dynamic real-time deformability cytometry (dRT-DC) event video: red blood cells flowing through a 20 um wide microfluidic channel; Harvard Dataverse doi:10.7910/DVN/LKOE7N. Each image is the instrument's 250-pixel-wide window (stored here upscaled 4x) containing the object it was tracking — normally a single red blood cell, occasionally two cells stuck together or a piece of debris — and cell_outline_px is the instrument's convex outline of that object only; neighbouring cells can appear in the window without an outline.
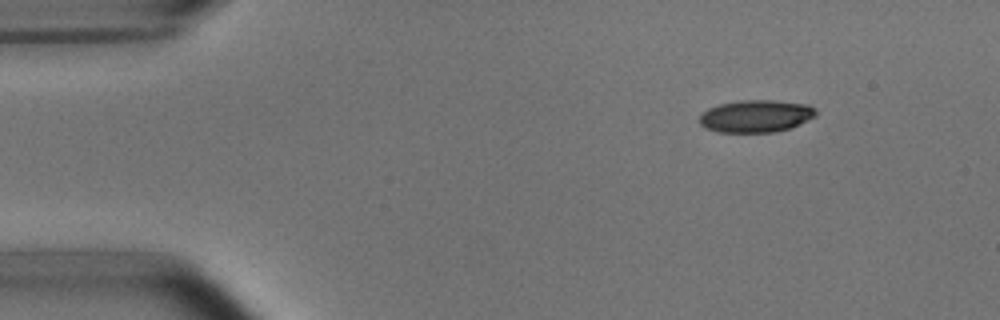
{"species": "common noctule bat (a hibernating species)", "species_latin": "Nyctalus noctula", "temperature_condition": "room temperature", "stored_images_in_passage": 47, "camera_frame_rate_fps": 3000, "um_per_image_px": 0.085, "animal": {"sex": "male", "body_mass_g": 15.6}, "frame": {"image": 1, "passage_image": 1, "time_ms": 0.0, "image_size_px": [1000, 320], "cell_outline_px": [[816, 116], [808, 120], [788, 128], [772, 132], [716, 132], [700, 124], [700, 116], [708, 108], [720, 104], [740, 100], [776, 100], [808, 104], [816, 108]], "centroid_in_image_um": [64.27, 9.85], "position_along_channel_um": 20.7, "area_um2": 21.85}}
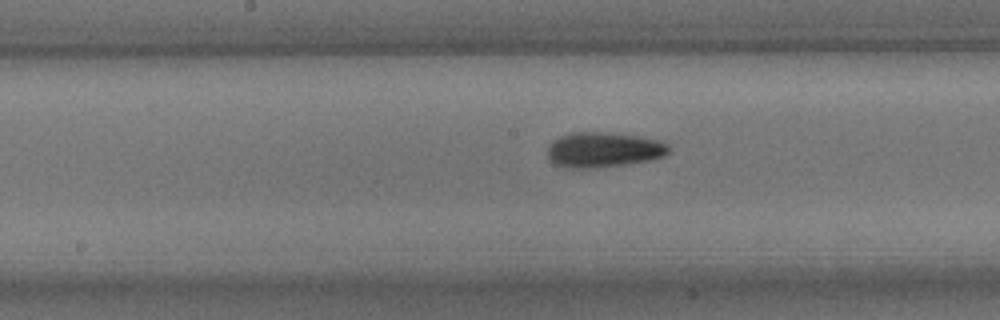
{"frame": {"image": 2, "passage_image": 21, "time_ms": 6.667, "image_size_px": [1000, 320], "cell_outline_px": [[672, 148], [664, 156], [648, 160], [624, 164], [592, 168], [564, 168], [556, 164], [548, 156], [548, 144], [552, 140], [560, 136], [572, 132], [604, 132], [636, 136], [660, 140], [668, 144]], "centroid_in_image_um": [51.29, 12.72], "position_along_channel_um": 196.9, "area_um2": 24.8}}
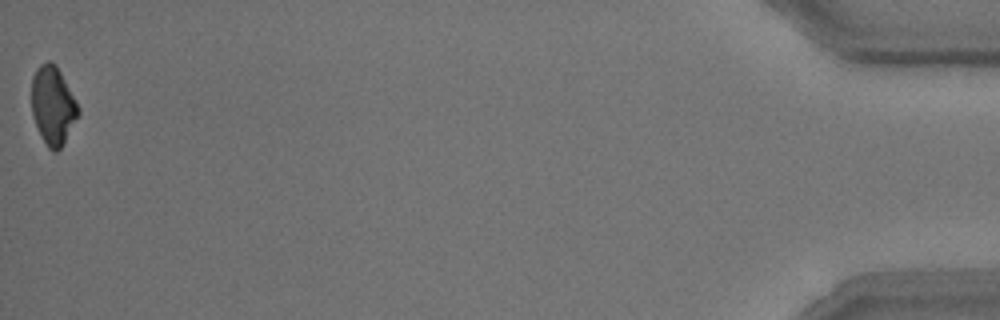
{"frame": {"image": 3, "passage_image": 47, "time_ms": 15.333, "image_size_px": [1000, 320], "cell_outline_px": [[80, 112], [64, 144], [56, 152], [52, 152], [48, 148], [40, 136], [32, 116], [32, 76], [36, 68], [40, 64], [48, 60], [52, 60], [56, 64], [76, 100], [80, 108]], "centroid_in_image_um": [4.49, 8.97], "position_along_channel_um": 430.7, "area_um2": 21.62}, "authors_computed_cell_mechanics": {"area_um2": 22.831, "velocity_mm_per_s": 3.7946, "shape_relaxation_time_tau1_ms": 5.463, "shape_relaxation_time_tau2_ms": 3.9785, "deformation_change_tau1": 0.1635, "deformation_change_tau2": 0.1108}}